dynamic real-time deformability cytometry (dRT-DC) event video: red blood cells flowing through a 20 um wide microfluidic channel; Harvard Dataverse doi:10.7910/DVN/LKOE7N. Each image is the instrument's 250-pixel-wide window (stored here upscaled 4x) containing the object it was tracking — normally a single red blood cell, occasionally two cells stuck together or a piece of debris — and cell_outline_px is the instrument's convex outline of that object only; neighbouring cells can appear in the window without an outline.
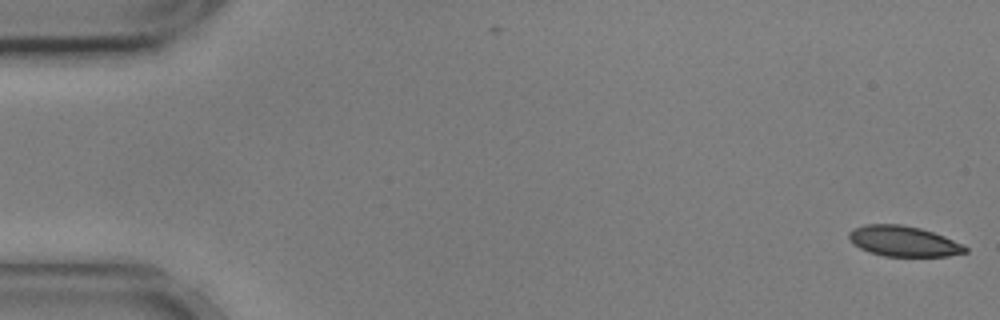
{"species": "common noctule bat (a hibernating species)", "species_latin": "Nyctalus noctula", "temperature_condition": "cold", "stored_images_in_passage": 55, "camera_frame_rate_fps": 3000, "um_per_image_px": 0.085, "animal": {"sex": "male", "body_mass_g": 17.9, "forearm_length_mm": 54.2}, "frame": {"image": 1, "passage_image": 1, "time_ms": 0.0, "image_size_px": [1000, 320], "cell_outline_px": [[968, 252], [948, 256], [884, 256], [868, 252], [860, 248], [848, 236], [848, 232], [852, 228], [864, 224], [900, 224], [920, 228], [944, 236], [968, 248]], "centroid_in_image_um": [76.77, 20.5], "position_along_channel_um": 8.2, "area_um2": 20.52}}
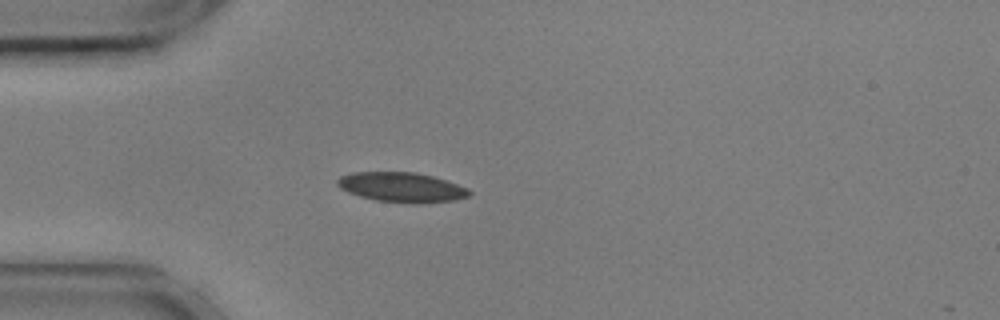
{"frame": {"image": 2, "passage_image": 15, "time_ms": 4.667, "image_size_px": [1000, 320], "cell_outline_px": [[472, 192], [468, 196], [456, 200], [420, 204], [416, 204], [376, 200], [360, 196], [348, 192], [340, 188], [336, 184], [336, 180], [340, 176], [352, 172], [416, 172], [432, 176], [468, 188]], "centroid_in_image_um": [34.13, 15.92], "position_along_channel_um": 50.9, "area_um2": 22.95}}
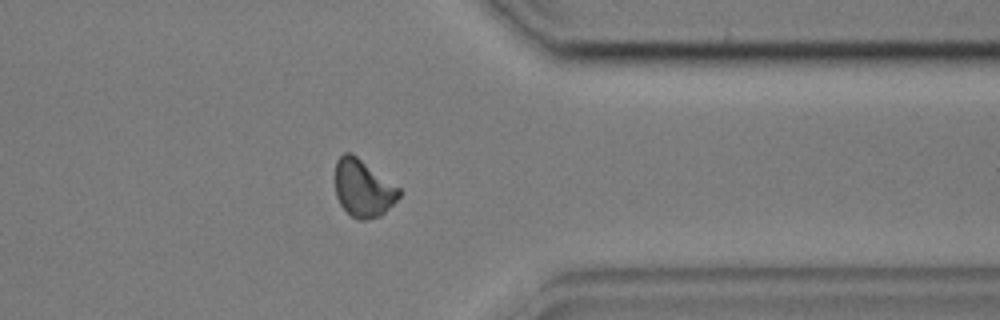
{"frame": {"image": 3, "passage_image": 44, "time_ms": 14.333, "image_size_px": [1000, 320], "cell_outline_px": [[400, 196], [380, 216], [364, 220], [356, 220], [340, 204], [336, 196], [336, 160], [344, 152], [352, 152], [400, 188]], "centroid_in_image_um": [30.86, 15.99], "position_along_channel_um": 380.5, "area_um2": 21.21}, "authors_computed_cell_mechanics": {"area_um2": 21.7328, "velocity_mm_per_s": 3.5944, "shape_relaxation_time_tau1_ms": null, "shape_relaxation_time_tau2_ms": 6.3234, "deformation_change_tau1": null, "deformation_change_tau2": 0.1185}}